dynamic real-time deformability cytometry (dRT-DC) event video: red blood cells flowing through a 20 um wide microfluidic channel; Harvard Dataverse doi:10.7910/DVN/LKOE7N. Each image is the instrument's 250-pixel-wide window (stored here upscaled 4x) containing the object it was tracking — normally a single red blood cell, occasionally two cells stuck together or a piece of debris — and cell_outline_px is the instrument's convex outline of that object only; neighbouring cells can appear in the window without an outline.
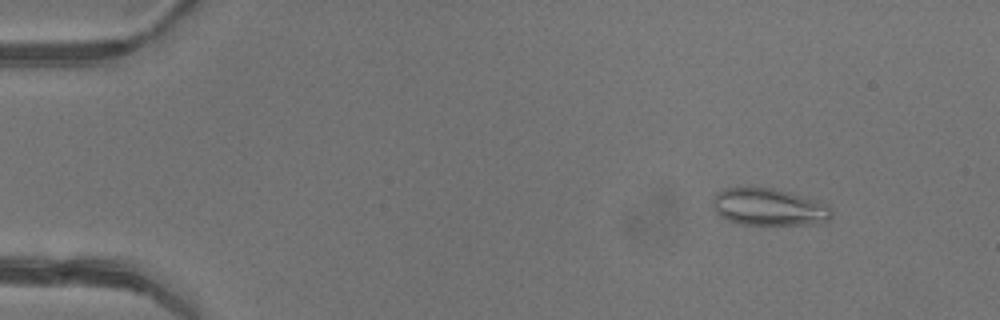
{"species": "common noctule bat (a hibernating species)", "species_latin": "Nyctalus noctula", "temperature_condition": "warm", "stored_images_in_passage": 48, "camera_frame_rate_fps": 3000, "um_per_image_px": 0.085, "animal": {"sex": "female"}, "frame": {"image": 1, "passage_image": 5, "time_ms": 1.333, "image_size_px": [1000, 320], "cell_outline_px": [[832, 216], [828, 220], [820, 224], [740, 224], [728, 220], [720, 216], [712, 208], [712, 200], [716, 192], [724, 188], [772, 188], [792, 192], [828, 204], [832, 212]], "centroid_in_image_um": [65.36, 17.6], "position_along_channel_um": 19.6, "area_um2": 25.89}}
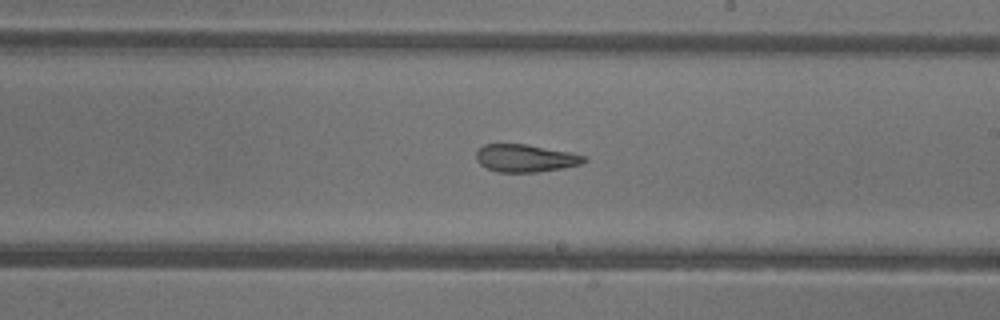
{"frame": {"image": 2, "passage_image": 28, "time_ms": 9.0, "image_size_px": [1000, 320], "cell_outline_px": [[588, 160], [580, 164], [560, 168], [536, 172], [496, 172], [480, 164], [476, 160], [476, 152], [484, 144], [524, 144], [568, 152], [588, 156]], "centroid_in_image_um": [44.65, 13.45], "position_along_channel_um": 244.4, "area_um2": 17.17}}
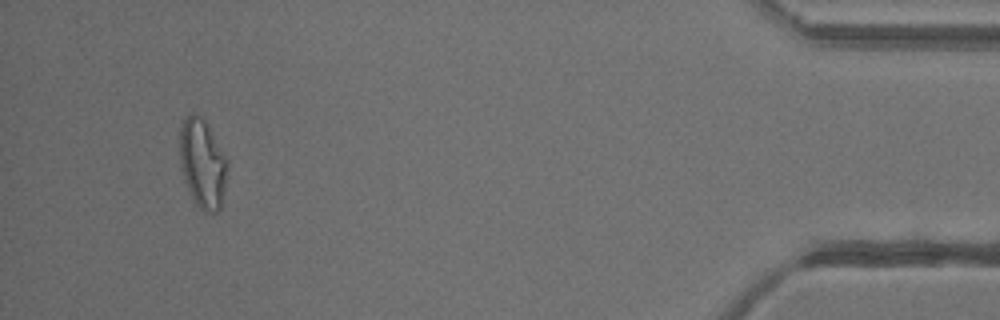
{"frame": {"image": 3, "passage_image": 45, "time_ms": 14.667, "image_size_px": [1000, 320], "cell_outline_px": [[228, 168], [224, 192], [220, 208], [216, 212], [204, 212], [192, 200], [184, 180], [180, 168], [180, 128], [184, 116], [192, 112], [204, 116], [228, 160]], "centroid_in_image_um": [17.21, 13.85], "position_along_channel_um": 418.0, "area_um2": 25.37}, "authors_computed_cell_mechanics": {"area_um2": 21.1837, "velocity_mm_per_s": 4.3071, "shape_relaxation_time_tau1_ms": null, "shape_relaxation_time_tau2_ms": 2.2147, "deformation_change_tau1": null, "deformation_change_tau2": 0.1124}}